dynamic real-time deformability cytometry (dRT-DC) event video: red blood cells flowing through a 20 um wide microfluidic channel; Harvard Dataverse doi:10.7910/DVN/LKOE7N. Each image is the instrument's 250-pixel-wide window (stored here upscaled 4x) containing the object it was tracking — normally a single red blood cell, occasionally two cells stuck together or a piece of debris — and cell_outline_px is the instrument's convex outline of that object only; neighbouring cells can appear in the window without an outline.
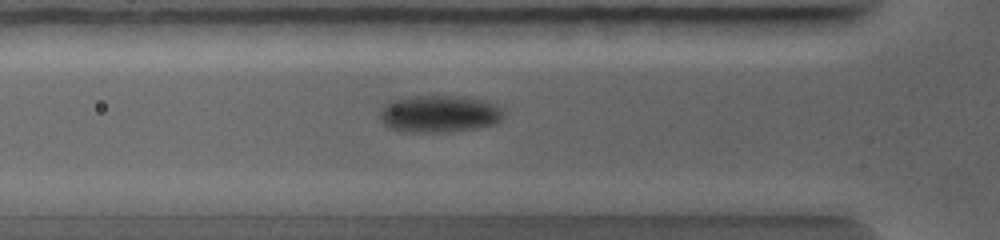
{"species": "common noctule bat (a hibernating species)", "species_latin": "Nyctalus noctula", "temperature_condition": "warm", "stored_images_in_passage": 17, "camera_frame_rate_fps": 5000, "um_per_image_px": 0.085, "animal": {"sex": "female", "body_mass_g": 19.0, "forearm_length_mm": 56.7}, "frame": {"image": 1, "passage_image": 7, "time_ms": 2.4, "image_size_px": [1000, 240], "cell_outline_px": [[504, 116], [496, 124], [476, 128], [440, 132], [400, 132], [388, 128], [380, 120], [380, 108], [384, 104], [396, 100], [416, 96], [468, 96], [484, 100], [496, 104], [504, 108]], "centroid_in_image_um": [37.36, 9.68], "position_along_channel_um": 88.4, "area_um2": 27.11}}
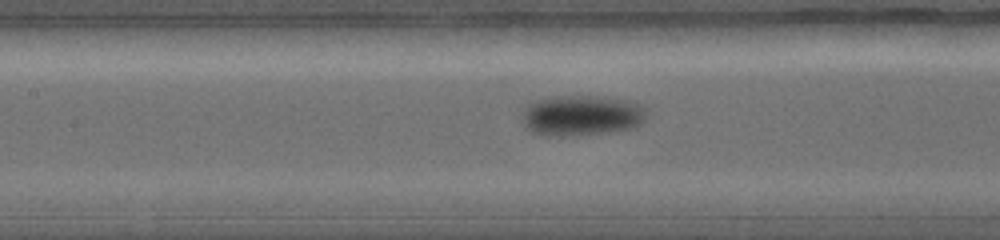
{"frame": {"image": 2, "passage_image": 11, "time_ms": 3.6, "image_size_px": [1000, 240], "cell_outline_px": [[648, 108], [644, 116], [636, 124], [628, 128], [600, 132], [560, 136], [548, 136], [532, 132], [524, 128], [524, 108], [528, 104], [536, 100], [552, 96], [604, 96], [632, 100]], "centroid_in_image_um": [49.39, 9.77], "position_along_channel_um": 158.0, "area_um2": 29.07}}
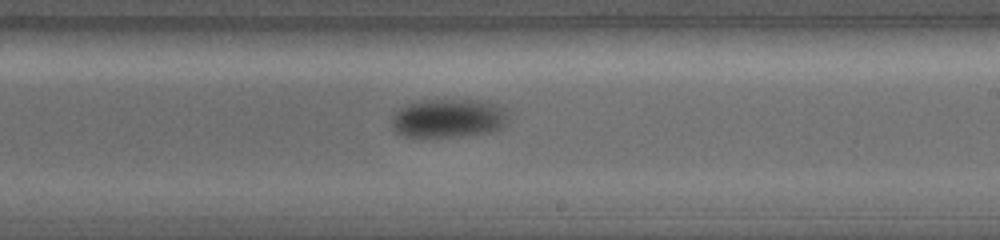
{"frame": {"image": 3, "passage_image": 16, "time_ms": 5.2, "image_size_px": [1000, 240], "cell_outline_px": [[504, 124], [500, 128], [488, 132], [464, 136], [404, 136], [396, 132], [392, 128], [392, 112], [408, 104], [420, 100], [488, 100], [504, 108]], "centroid_in_image_um": [38.06, 10.03], "position_along_channel_um": 250.9, "area_um2": 26.13}}